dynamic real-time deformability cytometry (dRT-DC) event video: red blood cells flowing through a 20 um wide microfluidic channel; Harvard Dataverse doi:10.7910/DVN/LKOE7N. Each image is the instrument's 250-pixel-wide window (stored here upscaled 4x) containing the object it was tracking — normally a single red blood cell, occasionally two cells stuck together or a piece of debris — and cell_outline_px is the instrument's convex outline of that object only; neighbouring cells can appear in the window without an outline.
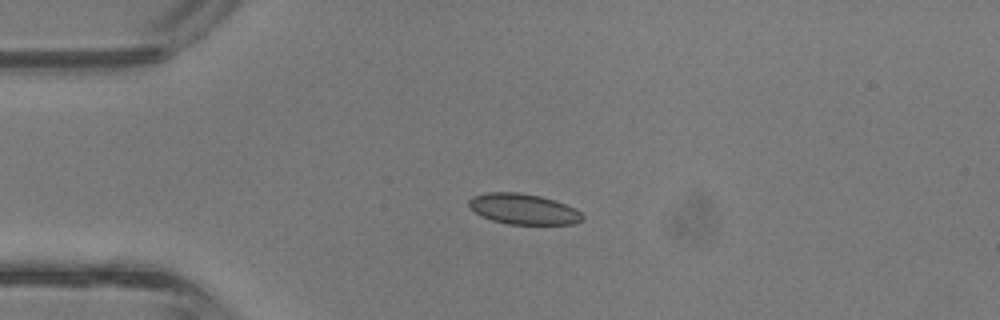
{"species": "common noctule bat (a hibernating species)", "species_latin": "Nyctalus noctula", "temperature_condition": "room temperature", "stored_images_in_passage": 42, "camera_frame_rate_fps": 3000, "um_per_image_px": 0.085, "animal": {"sex": "male", "body_mass_g": 13.3}, "frame": {"image": 1, "passage_image": 10, "time_ms": 3.0, "image_size_px": [1000, 320], "cell_outline_px": [[584, 216], [576, 224], [508, 224], [492, 220], [480, 216], [468, 204], [468, 200], [472, 196], [488, 192], [516, 192], [540, 196], [576, 208]], "centroid_in_image_um": [44.47, 17.77], "position_along_channel_um": 40.5, "area_um2": 20.11}}
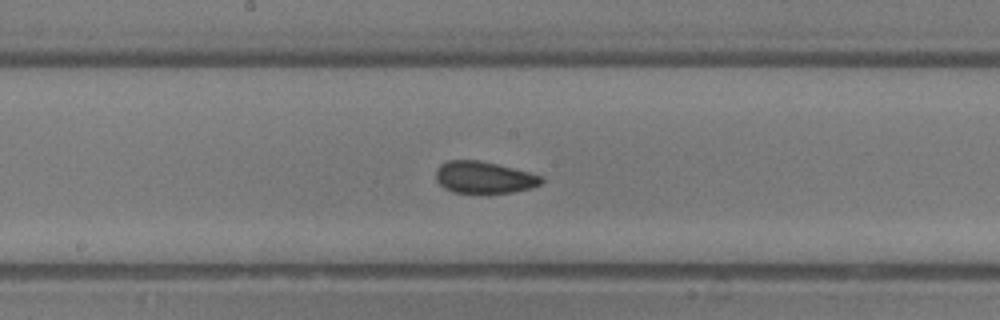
{"frame": {"image": 2, "passage_image": 22, "time_ms": 7.0, "image_size_px": [1000, 320], "cell_outline_px": [[544, 180], [540, 184], [532, 188], [512, 192], [452, 192], [444, 188], [436, 180], [436, 168], [440, 164], [448, 160], [480, 160], [544, 176]], "centroid_in_image_um": [41.13, 15.07], "position_along_channel_um": 207.1, "area_um2": 19.48}}
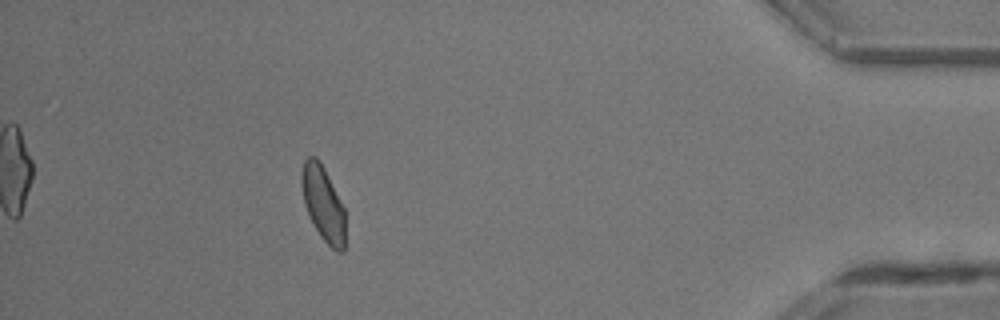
{"frame": {"image": 3, "passage_image": 38, "time_ms": 12.333, "image_size_px": [1000, 320], "cell_outline_px": [[344, 252], [336, 252], [320, 236], [304, 204], [300, 184], [300, 172], [304, 160], [308, 156], [316, 156], [324, 168], [344, 208]], "centroid_in_image_um": [27.44, 17.27], "position_along_channel_um": 407.8, "area_um2": 18.9}, "authors_computed_cell_mechanics": {"area_um2": 19.6809, "velocity_mm_per_s": 4.8286, "shape_relaxation_time_tau1_ms": 9.8425, "shape_relaxation_time_tau2_ms": 1.1075, "deformation_change_tau1": 0.136, "deformation_change_tau2": 0.0653}}